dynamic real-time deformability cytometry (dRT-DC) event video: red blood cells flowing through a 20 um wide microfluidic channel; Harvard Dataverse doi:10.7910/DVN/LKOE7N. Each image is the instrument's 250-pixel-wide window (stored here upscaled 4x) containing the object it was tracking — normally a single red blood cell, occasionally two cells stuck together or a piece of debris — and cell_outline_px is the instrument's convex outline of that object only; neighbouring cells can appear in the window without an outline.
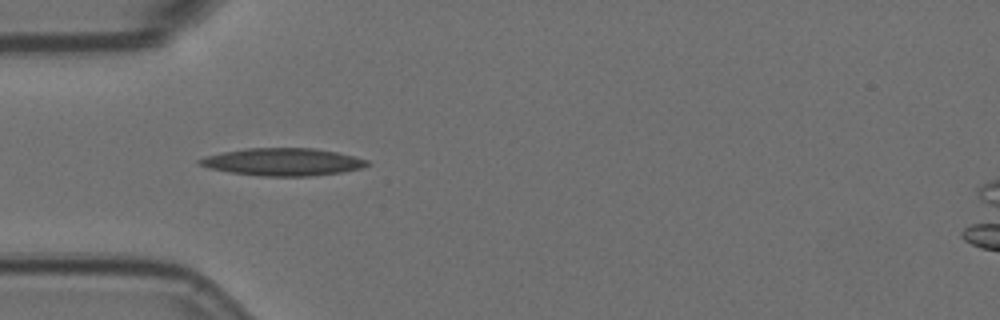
{"species": "Egyptian fruit bat (a non-hibernating species)", "species_latin": "Rousettus aegyptiacus", "temperature_condition": "room temperature", "stored_images_in_passage": 5, "camera_frame_rate_fps": 3000, "um_per_image_px": 0.085, "animal": {"sex": "female"}, "frame": {"image": 1, "passage_image": 5, "time_ms": 1.333, "image_size_px": [1000, 320], "cell_outline_px": [[372, 164], [364, 168], [344, 172], [312, 176], [260, 176], [228, 172], [208, 168], [196, 164], [196, 160], [204, 156], [224, 152], [248, 148], [316, 148], [356, 156], [368, 160]], "centroid_in_image_um": [24.06, 13.77], "position_along_channel_um": 60.9, "area_um2": 27.28}}